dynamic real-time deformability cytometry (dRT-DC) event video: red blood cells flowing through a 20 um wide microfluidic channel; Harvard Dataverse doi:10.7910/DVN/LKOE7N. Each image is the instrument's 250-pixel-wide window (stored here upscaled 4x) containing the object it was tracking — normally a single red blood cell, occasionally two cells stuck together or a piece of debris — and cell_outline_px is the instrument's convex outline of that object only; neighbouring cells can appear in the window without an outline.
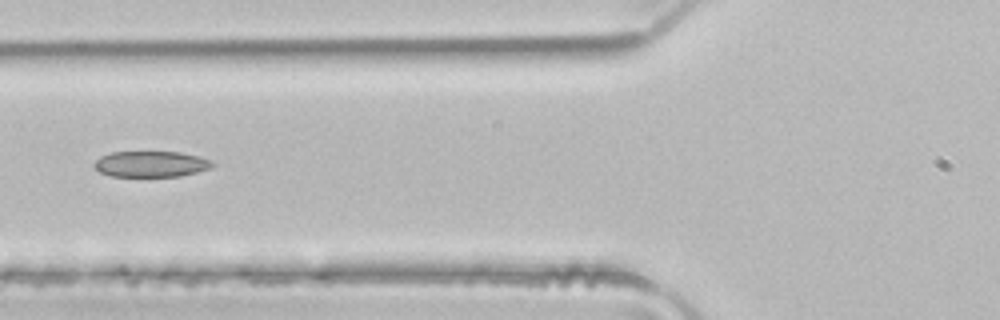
{"species": "common noctule bat (a hibernating species)", "species_latin": "Nyctalus noctula", "temperature_condition": "room temperature", "stored_images_in_passage": 5, "camera_frame_rate_fps": 3000, "um_per_image_px": 0.085, "animal": {"sex": "male", "body_mass_g": 21.5, "forearm_length_mm": 52.0}, "frame": {"image": 1, "passage_image": 5, "time_ms": 1.333, "image_size_px": [1000, 320], "cell_outline_px": [[216, 164], [212, 168], [180, 176], [112, 176], [100, 172], [92, 164], [100, 156], [112, 152], [180, 152], [200, 156], [212, 160]], "centroid_in_image_um": [12.87, 13.94], "position_along_channel_um": 112.9, "area_um2": 17.92}}